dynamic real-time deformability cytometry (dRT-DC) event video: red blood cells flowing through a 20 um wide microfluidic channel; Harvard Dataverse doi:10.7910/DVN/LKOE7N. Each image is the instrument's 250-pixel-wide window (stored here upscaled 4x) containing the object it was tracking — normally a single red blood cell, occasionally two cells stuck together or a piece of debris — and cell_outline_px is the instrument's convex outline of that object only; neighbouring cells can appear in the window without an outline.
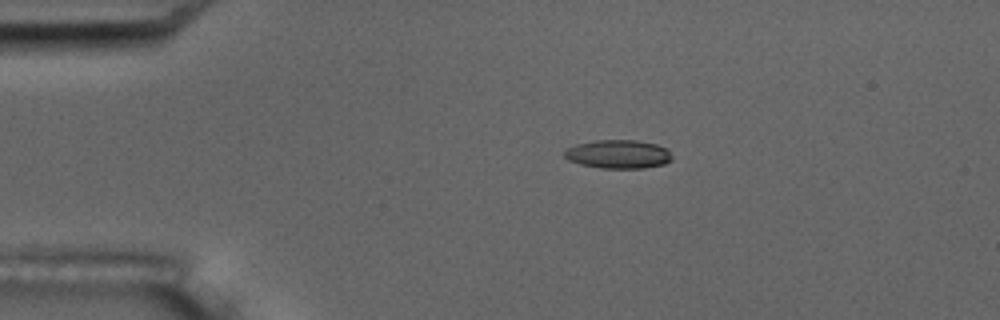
{"species": "common noctule bat (a hibernating species)", "species_latin": "Nyctalus noctula", "temperature_condition": "room temperature", "stored_images_in_passage": 10, "camera_frame_rate_fps": 3000, "um_per_image_px": 0.085, "animal": {"sex": "male", "body_mass_g": 17.5, "forearm_length_mm": 52.3}, "frame": {"image": 1, "passage_image": 4, "time_ms": 3.333, "image_size_px": [1000, 320], "cell_outline_px": [[672, 160], [664, 164], [644, 168], [600, 168], [580, 164], [568, 160], [564, 156], [564, 148], [576, 144], [596, 140], [636, 140], [656, 144], [664, 148], [672, 156]], "centroid_in_image_um": [52.51, 13.1], "position_along_channel_um": 32.5, "area_um2": 17.98}}
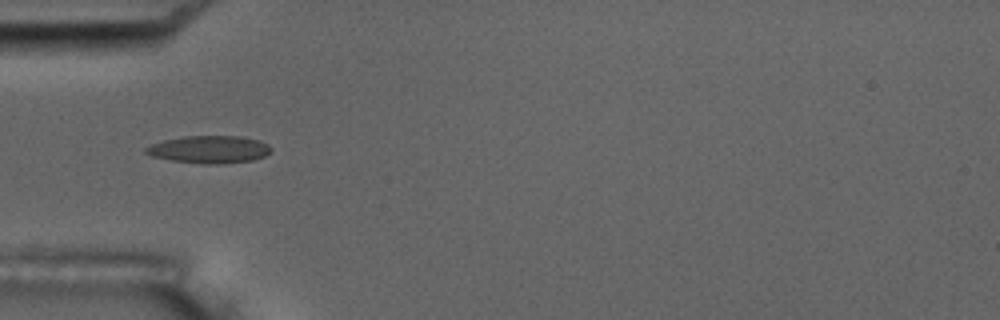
{"frame": {"image": 2, "passage_image": 6, "time_ms": 5.667, "image_size_px": [1000, 320], "cell_outline_px": [[272, 152], [264, 156], [252, 160], [220, 164], [204, 164], [172, 160], [152, 156], [144, 152], [144, 148], [152, 144], [164, 140], [184, 136], [240, 136], [260, 140], [268, 144], [272, 148]], "centroid_in_image_um": [17.82, 12.7], "position_along_channel_um": 67.2, "area_um2": 20.11}}
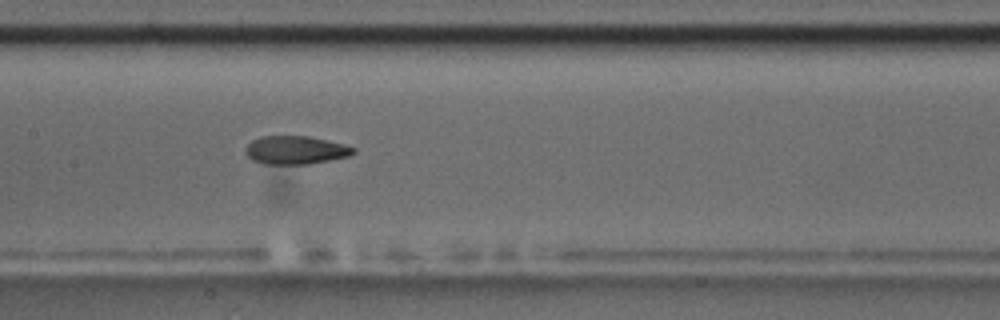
{"frame": {"image": 3, "passage_image": 9, "time_ms": 9.0, "image_size_px": [1000, 320], "cell_outline_px": [[356, 152], [348, 156], [308, 164], [264, 164], [252, 160], [244, 152], [244, 148], [252, 140], [260, 136], [308, 136], [344, 144], [356, 148]], "centroid_in_image_um": [25.09, 12.75], "position_along_channel_um": 182.3, "area_um2": 17.8}}